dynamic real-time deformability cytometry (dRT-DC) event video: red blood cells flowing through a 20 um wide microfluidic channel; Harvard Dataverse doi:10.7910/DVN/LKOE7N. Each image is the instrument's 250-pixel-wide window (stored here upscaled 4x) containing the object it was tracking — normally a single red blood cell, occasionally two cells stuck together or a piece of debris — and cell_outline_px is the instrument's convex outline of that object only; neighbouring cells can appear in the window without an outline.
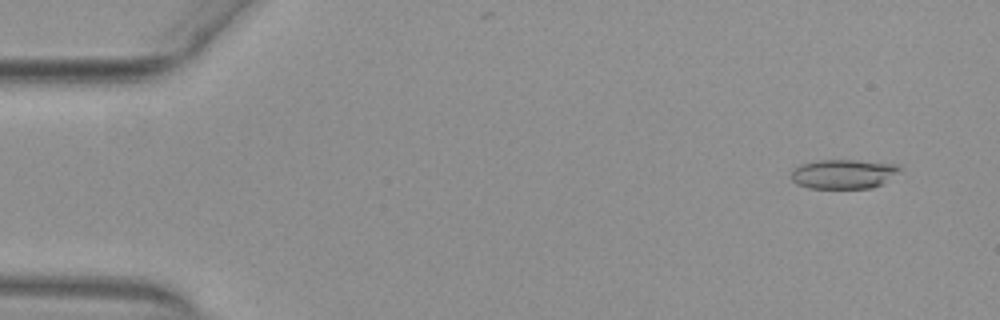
{"species": "common noctule bat (a hibernating species)", "species_latin": "Nyctalus noctula", "temperature_condition": "warm", "stored_images_in_passage": 53, "camera_frame_rate_fps": 3000, "um_per_image_px": 0.085, "animal": {"sex": "female", "body_mass_g": 29.2, "forearm_length_mm": 56.3}, "frame": {"image": 1, "passage_image": 3, "time_ms": 0.667, "image_size_px": [1000, 320], "cell_outline_px": [[900, 168], [896, 172], [880, 184], [872, 188], [808, 188], [796, 184], [792, 180], [792, 168], [800, 164], [816, 160], [856, 160], [896, 164]], "centroid_in_image_um": [71.6, 14.78], "position_along_channel_um": 13.4, "area_um2": 18.38}}
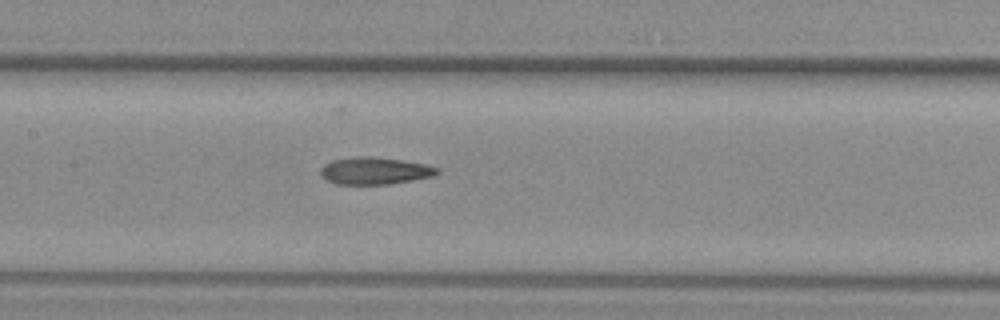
{"frame": {"image": 2, "passage_image": 25, "time_ms": 8.0, "image_size_px": [1000, 320], "cell_outline_px": [[440, 172], [432, 176], [412, 180], [388, 184], [336, 184], [320, 176], [320, 168], [324, 164], [332, 160], [356, 156], [372, 156], [400, 160], [424, 164], [440, 168]], "centroid_in_image_um": [31.82, 14.51], "position_along_channel_um": 175.6, "area_um2": 18.44}}
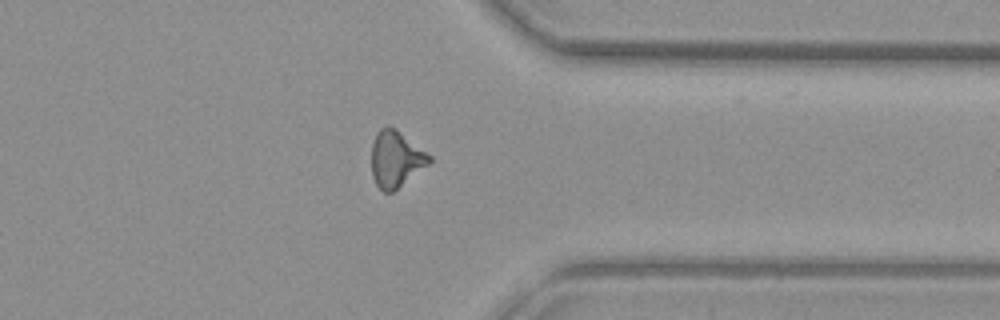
{"frame": {"image": 3, "passage_image": 41, "time_ms": 13.333, "image_size_px": [1000, 320], "cell_outline_px": [[432, 160], [428, 164], [392, 192], [384, 192], [376, 184], [372, 176], [372, 144], [376, 132], [380, 128], [388, 124], [432, 156]], "centroid_in_image_um": [33.62, 13.5], "position_along_channel_um": 377.8, "area_um2": 18.61}}